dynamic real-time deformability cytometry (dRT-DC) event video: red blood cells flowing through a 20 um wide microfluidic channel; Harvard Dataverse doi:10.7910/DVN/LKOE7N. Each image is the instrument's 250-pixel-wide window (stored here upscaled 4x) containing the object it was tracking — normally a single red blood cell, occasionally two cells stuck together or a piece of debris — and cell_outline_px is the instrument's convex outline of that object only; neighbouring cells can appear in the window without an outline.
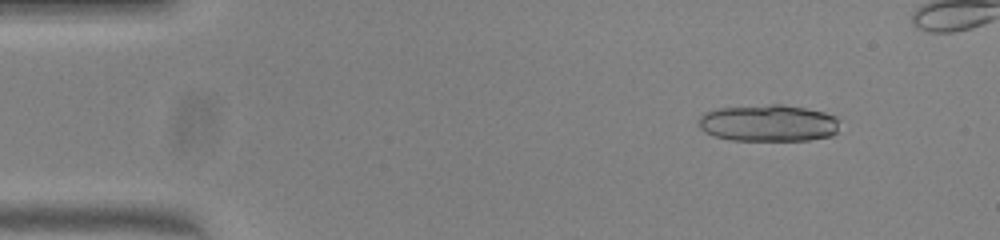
{"species": "common noctule bat (a hibernating species)", "species_latin": "Nyctalus noctula", "temperature_condition": "warm", "stored_images_in_passage": 41, "camera_frame_rate_fps": 3000, "um_per_image_px": 0.085, "animal": {"sex": "female", "body_mass_g": 23.0, "forearm_length_mm": 53.4}, "frame": {"image": 1, "passage_image": 1, "time_ms": 0.0, "image_size_px": [1000, 240], "cell_outline_px": [[836, 132], [832, 136], [808, 140], [732, 140], [712, 136], [704, 132], [700, 128], [700, 116], [704, 112], [716, 108], [768, 104], [780, 104], [804, 108], [824, 112], [836, 116]], "centroid_in_image_um": [65.26, 10.46], "position_along_channel_um": 19.7, "area_um2": 30.29}}
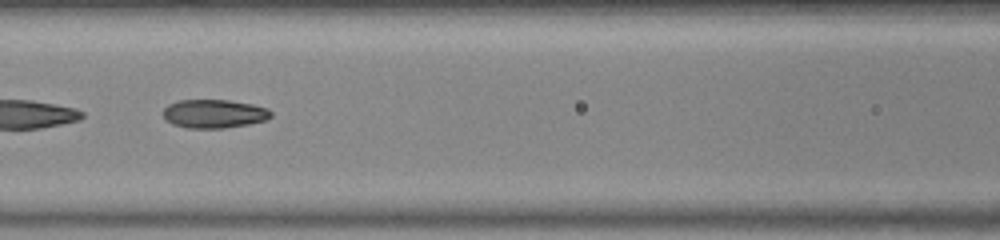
{"frame": {"image": 2, "passage_image": 18, "time_ms": 5.667, "image_size_px": [1000, 240], "cell_outline_px": [[272, 116], [268, 120], [248, 124], [224, 128], [188, 128], [172, 124], [164, 116], [164, 108], [168, 104], [180, 100], [228, 100], [252, 104], [268, 108], [272, 112]], "centroid_in_image_um": [18.24, 9.67], "position_along_channel_um": 148.4, "area_um2": 17.98}}
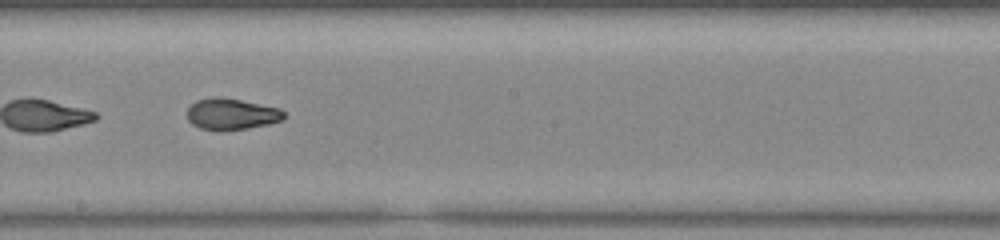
{"frame": {"image": 3, "passage_image": 24, "time_ms": 7.667, "image_size_px": [1000, 240], "cell_outline_px": [[284, 120], [268, 124], [248, 128], [200, 128], [192, 124], [188, 120], [188, 108], [196, 100], [212, 96], [220, 96], [280, 108], [284, 112]], "centroid_in_image_um": [19.69, 9.65], "position_along_channel_um": 228.5, "area_um2": 17.22}, "authors_computed_cell_mechanics": {"area_um2": 18.3226, "velocity_mm_per_s": 4.0122, "shape_relaxation_time_tau1_ms": 7.9291, "shape_relaxation_time_tau2_ms": 1.2519, "deformation_change_tau1": 0.2791, "deformation_change_tau2": 0.062}}